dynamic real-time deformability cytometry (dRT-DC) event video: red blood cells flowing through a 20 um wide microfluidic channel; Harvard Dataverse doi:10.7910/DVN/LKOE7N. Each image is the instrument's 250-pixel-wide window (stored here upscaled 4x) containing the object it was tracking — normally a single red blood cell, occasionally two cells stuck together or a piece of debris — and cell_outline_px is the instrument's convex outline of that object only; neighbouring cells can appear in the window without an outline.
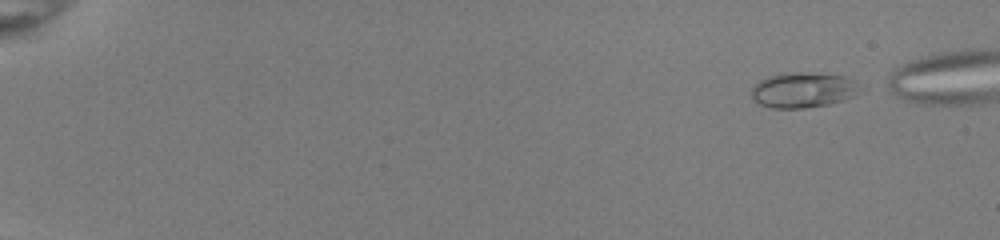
{"species": "common noctule bat (a hibernating species)", "species_latin": "Nyctalus noctula", "temperature_condition": "room temperature", "stored_images_in_passage": 50, "camera_frame_rate_fps": 3000, "um_per_image_px": 0.085, "animal": {"sex": "female", "body_mass_g": 22.0, "forearm_length_mm": 56.7}, "frame": {"image": 1, "passage_image": 2, "time_ms": 0.333, "image_size_px": [1000, 240], "cell_outline_px": [[856, 92], [852, 96], [828, 104], [804, 108], [772, 108], [760, 104], [752, 100], [752, 88], [760, 80], [768, 76], [792, 72], [800, 72], [844, 76], [856, 80]], "centroid_in_image_um": [68.19, 7.65], "position_along_channel_um": 16.8, "area_um2": 21.85}}
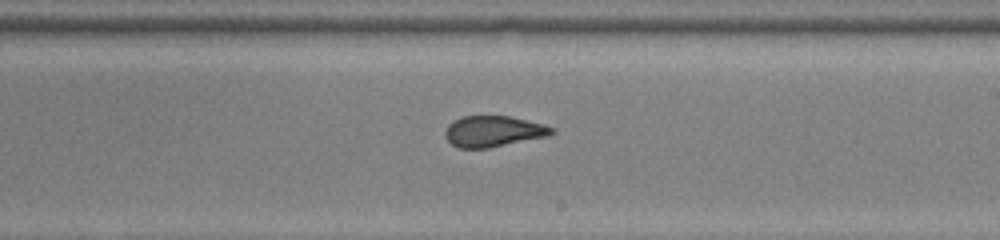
{"frame": {"image": 2, "passage_image": 31, "time_ms": 10.0, "image_size_px": [1000, 240], "cell_outline_px": [[556, 132], [548, 136], [488, 148], [456, 148], [444, 136], [444, 132], [448, 124], [452, 120], [464, 116], [508, 116], [544, 124], [556, 128]], "centroid_in_image_um": [41.93, 11.16], "position_along_channel_um": 247.1, "area_um2": 19.36}}
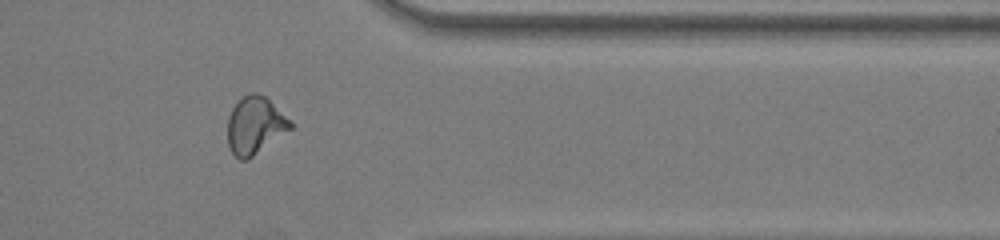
{"frame": {"image": 3, "passage_image": 42, "time_ms": 13.667, "image_size_px": [1000, 240], "cell_outline_px": [[292, 128], [248, 160], [240, 160], [232, 152], [228, 144], [228, 116], [232, 108], [244, 96], [252, 92], [256, 92], [264, 96], [292, 124]], "centroid_in_image_um": [21.64, 10.69], "position_along_channel_um": 389.8, "area_um2": 20.46}}